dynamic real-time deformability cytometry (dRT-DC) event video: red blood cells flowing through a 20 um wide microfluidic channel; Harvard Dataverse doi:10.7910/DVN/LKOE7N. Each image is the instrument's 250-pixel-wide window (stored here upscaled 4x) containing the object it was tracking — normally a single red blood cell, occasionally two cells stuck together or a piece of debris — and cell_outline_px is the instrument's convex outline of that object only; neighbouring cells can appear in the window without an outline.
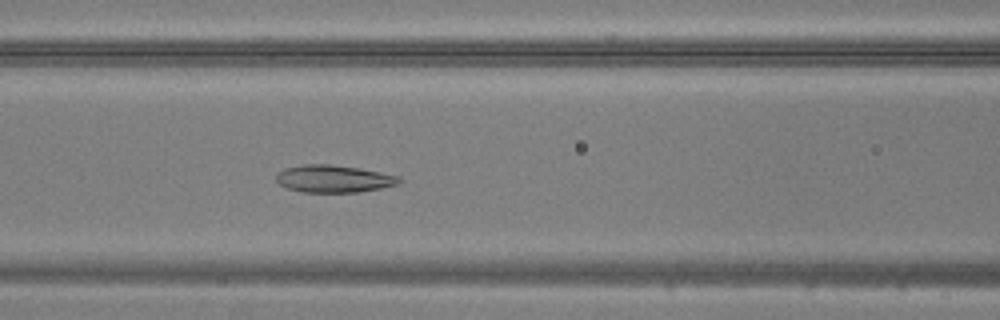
{"species": "common noctule bat (a hibernating species)", "species_latin": "Nyctalus noctula", "temperature_condition": "warm", "stored_images_in_passage": 40, "camera_frame_rate_fps": 3000, "um_per_image_px": 0.085, "animal": {"sex": "male", "body_mass_g": 20.5, "forearm_length_mm": 52.5}, "frame": {"image": 1, "passage_image": 12, "time_ms": 3.667, "image_size_px": [1000, 320], "cell_outline_px": [[404, 180], [396, 184], [380, 188], [356, 192], [300, 192], [288, 188], [280, 184], [276, 180], [276, 172], [284, 168], [304, 164], [332, 164], [360, 168], [400, 176]], "centroid_in_image_um": [28.35, 15.18], "position_along_channel_um": 138.3, "area_um2": 19.71}}
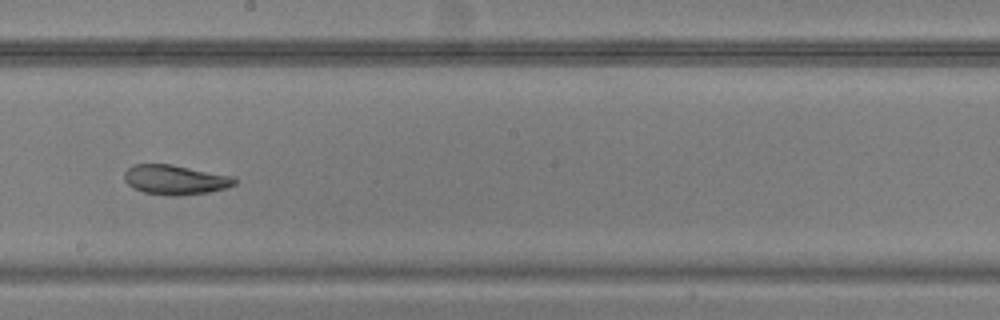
{"frame": {"image": 2, "passage_image": 19, "time_ms": 6.0, "image_size_px": [1000, 320], "cell_outline_px": [[236, 184], [228, 188], [208, 192], [180, 196], [172, 196], [144, 192], [132, 188], [124, 180], [124, 172], [132, 164], [172, 164], [236, 176]], "centroid_in_image_um": [14.92, 15.27], "position_along_channel_um": 233.3, "area_um2": 19.42}}
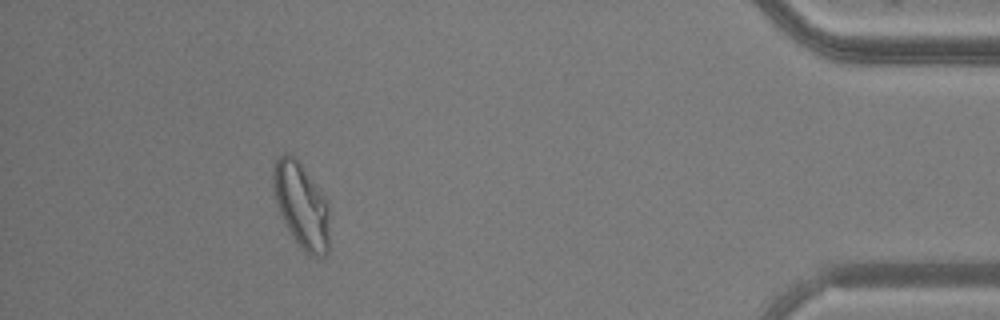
{"frame": {"image": 3, "passage_image": 36, "time_ms": 11.667, "image_size_px": [1000, 320], "cell_outline_px": [[328, 252], [324, 256], [312, 256], [300, 248], [292, 236], [280, 212], [272, 188], [272, 168], [276, 160], [284, 152], [288, 152], [300, 164], [324, 196], [328, 204]], "centroid_in_image_um": [25.6, 17.46], "position_along_channel_um": 409.6, "area_um2": 27.51}}